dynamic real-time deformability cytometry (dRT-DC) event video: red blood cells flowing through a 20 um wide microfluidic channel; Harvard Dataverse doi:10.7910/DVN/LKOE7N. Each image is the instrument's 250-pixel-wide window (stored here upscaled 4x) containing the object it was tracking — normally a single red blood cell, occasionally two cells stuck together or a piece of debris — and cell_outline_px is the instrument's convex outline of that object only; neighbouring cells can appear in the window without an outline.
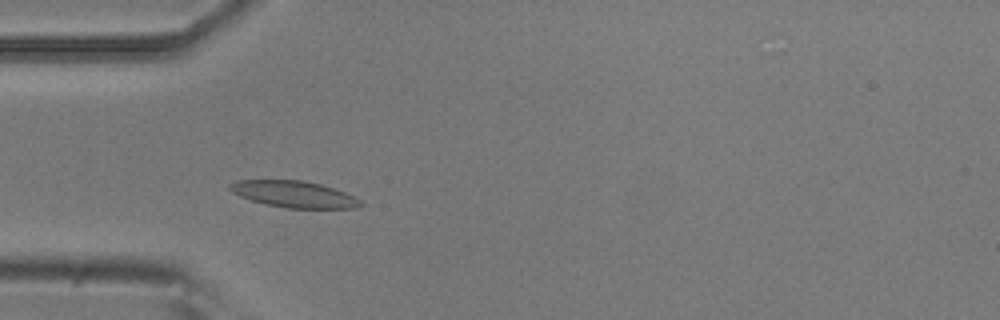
{"species": "common noctule bat (a hibernating species)", "species_latin": "Nyctalus noctula", "temperature_condition": "room temperature", "stored_images_in_passage": 7, "camera_frame_rate_fps": 3000, "um_per_image_px": 0.085, "animal": {"sex": "male", "body_mass_g": 20.5, "forearm_length_mm": 52.5}, "frame": {"image": 1, "passage_image": 4, "time_ms": 3.333, "image_size_px": [1000, 320], "cell_outline_px": [[364, 204], [356, 208], [288, 208], [264, 204], [240, 196], [232, 192], [228, 188], [228, 184], [236, 180], [300, 180], [320, 184], [344, 192], [360, 200]], "centroid_in_image_um": [24.95, 16.51], "position_along_channel_um": 60.0, "area_um2": 20.06}}
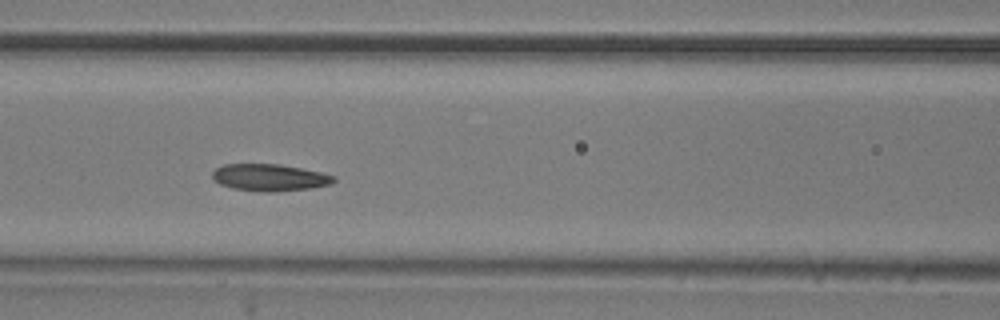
{"frame": {"image": 2, "passage_image": 6, "time_ms": 5.667, "image_size_px": [1000, 320], "cell_outline_px": [[336, 180], [332, 184], [312, 188], [276, 192], [260, 192], [232, 188], [220, 184], [212, 176], [212, 172], [216, 168], [224, 164], [276, 164], [300, 168], [320, 172], [336, 176]], "centroid_in_image_um": [22.94, 15.1], "position_along_channel_um": 143.7, "area_um2": 19.13}}
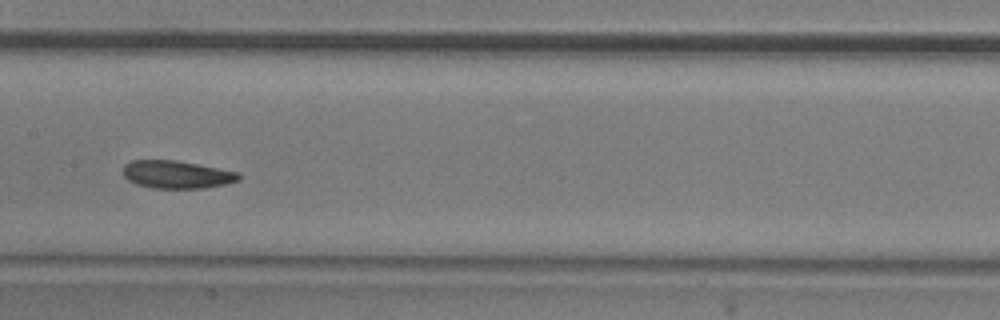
{"frame": {"image": 3, "passage_image": 7, "time_ms": 7.0, "image_size_px": [1000, 320], "cell_outline_px": [[240, 180], [224, 184], [204, 188], [152, 188], [136, 184], [128, 180], [124, 176], [124, 164], [132, 160], [176, 160], [240, 172]], "centroid_in_image_um": [15.03, 14.83], "position_along_channel_um": 192.4, "area_um2": 18.73}}